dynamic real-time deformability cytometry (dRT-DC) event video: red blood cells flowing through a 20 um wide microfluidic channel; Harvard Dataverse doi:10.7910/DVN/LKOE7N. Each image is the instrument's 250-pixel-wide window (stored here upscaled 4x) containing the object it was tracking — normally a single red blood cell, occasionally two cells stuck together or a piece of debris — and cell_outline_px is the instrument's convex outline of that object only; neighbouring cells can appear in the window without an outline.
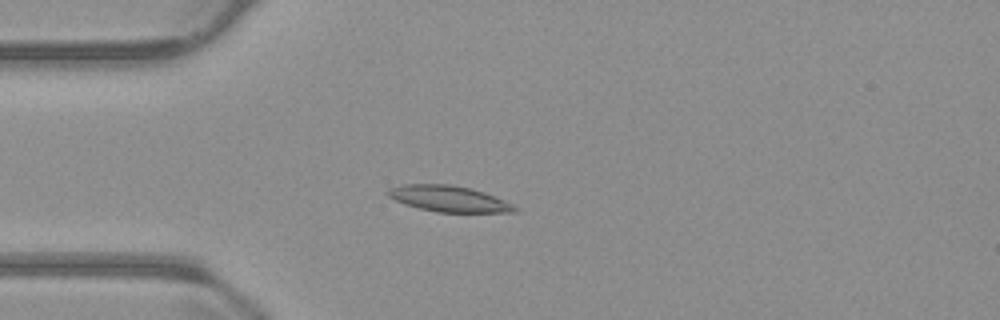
{"species": "common noctule bat (a hibernating species)", "species_latin": "Nyctalus noctula", "temperature_condition": "warm", "stored_images_in_passage": 55, "camera_frame_rate_fps": 3000, "um_per_image_px": 0.085, "animal": {"sex": "male", "body_mass_g": 23.1, "forearm_length_mm": 52.7}, "frame": {"image": 1, "passage_image": 15, "time_ms": 4.667, "image_size_px": [1000, 320], "cell_outline_px": [[520, 208], [516, 212], [436, 212], [404, 204], [388, 196], [384, 192], [388, 188], [404, 184], [448, 184], [468, 188], [484, 192], [516, 204]], "centroid_in_image_um": [38.18, 16.89], "position_along_channel_um": 46.8, "area_um2": 19.36}}
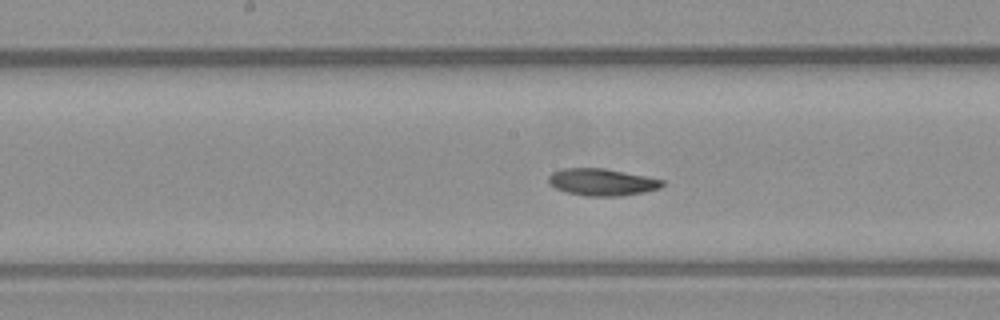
{"frame": {"image": 2, "passage_image": 28, "time_ms": 9.0, "image_size_px": [1000, 320], "cell_outline_px": [[664, 184], [660, 188], [644, 192], [620, 196], [584, 196], [568, 192], [556, 188], [548, 184], [548, 176], [552, 172], [560, 168], [604, 168], [664, 180]], "centroid_in_image_um": [51.13, 15.48], "position_along_channel_um": 197.1, "area_um2": 17.92}}
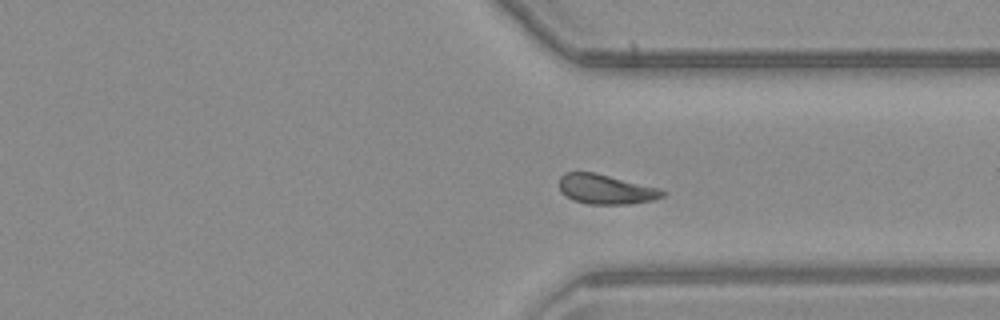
{"frame": {"image": 3, "passage_image": 41, "time_ms": 13.333, "image_size_px": [1000, 320], "cell_outline_px": [[668, 192], [664, 196], [652, 200], [628, 204], [588, 204], [572, 200], [560, 192], [560, 176], [564, 172], [596, 172], [660, 188]], "centroid_in_image_um": [51.5, 16.08], "position_along_channel_um": 359.9, "area_um2": 18.09}}